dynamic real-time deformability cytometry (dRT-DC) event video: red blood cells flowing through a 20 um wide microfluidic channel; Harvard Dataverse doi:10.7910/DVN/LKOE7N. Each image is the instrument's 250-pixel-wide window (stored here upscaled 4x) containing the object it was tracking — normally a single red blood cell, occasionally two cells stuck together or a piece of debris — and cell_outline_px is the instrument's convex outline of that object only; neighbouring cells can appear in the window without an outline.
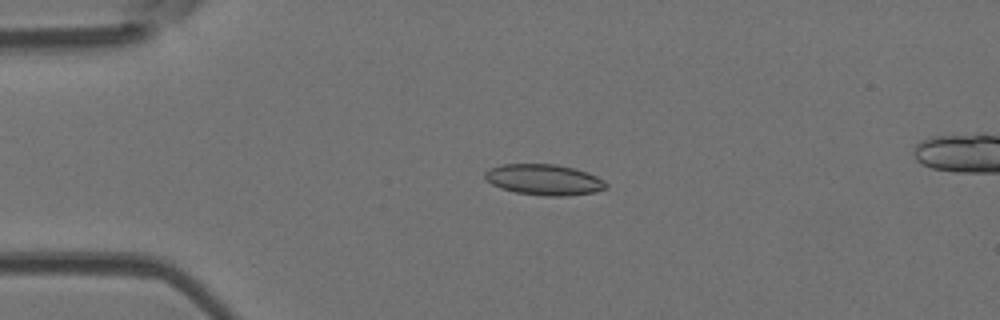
{"species": "Egyptian fruit bat (a non-hibernating species)", "species_latin": "Rousettus aegyptiacus", "temperature_condition": "room temperature", "stored_images_in_passage": 51, "camera_frame_rate_fps": 3000, "um_per_image_px": 0.085, "animal": {"sex": "female"}, "frame": {"image": 1, "passage_image": 11, "time_ms": 3.333, "image_size_px": [1000, 320], "cell_outline_px": [[608, 188], [596, 192], [568, 196], [544, 196], [516, 192], [500, 188], [492, 184], [484, 176], [484, 172], [488, 168], [504, 164], [556, 164], [576, 168], [588, 172], [604, 180], [608, 184]], "centroid_in_image_um": [46.28, 15.27], "position_along_channel_um": 38.7, "area_um2": 22.02}}
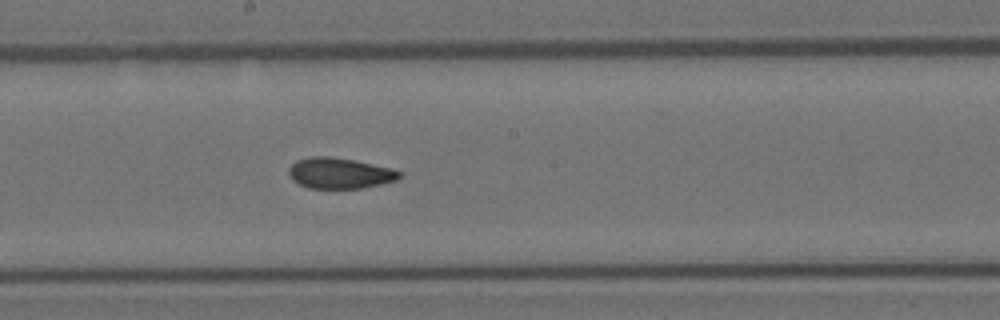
{"frame": {"image": 2, "passage_image": 27, "time_ms": 8.667, "image_size_px": [1000, 320], "cell_outline_px": [[400, 176], [396, 180], [380, 184], [360, 188], [308, 188], [292, 180], [288, 172], [288, 168], [296, 160], [308, 156], [328, 156], [352, 160], [392, 168], [400, 172]], "centroid_in_image_um": [28.82, 14.71], "position_along_channel_um": 219.4, "area_um2": 19.71}}
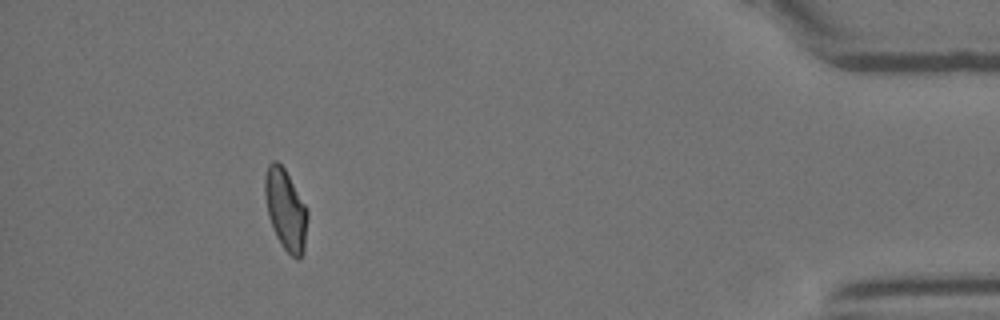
{"frame": {"image": 3, "passage_image": 46, "time_ms": 15.0, "image_size_px": [1000, 320], "cell_outline_px": [[308, 216], [304, 252], [300, 260], [296, 260], [284, 248], [276, 236], [272, 228], [268, 216], [264, 196], [264, 176], [268, 164], [272, 160], [276, 160], [284, 168], [308, 208]], "centroid_in_image_um": [24.28, 17.82], "position_along_channel_um": 410.9, "area_um2": 20.46}}